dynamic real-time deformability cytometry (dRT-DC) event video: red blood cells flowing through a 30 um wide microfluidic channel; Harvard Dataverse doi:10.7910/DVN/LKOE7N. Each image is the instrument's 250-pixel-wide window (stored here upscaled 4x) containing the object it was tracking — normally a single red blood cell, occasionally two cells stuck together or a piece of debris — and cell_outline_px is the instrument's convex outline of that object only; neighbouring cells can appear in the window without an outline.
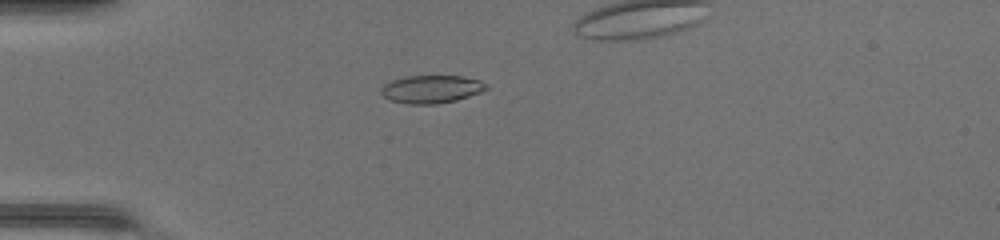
{"species": "common noctule bat (a hibernating species)", "species_latin": "Nyctalus noctula", "temperature_condition": "warm", "stored_images_in_passage": 40, "camera_frame_rate_fps": 3000, "um_per_image_px": 0.085, "animal": {"sex": "female", "body_mass_g": 17.0, "forearm_length_mm": 48.0}, "frame": {"image": 1, "passage_image": 11, "time_ms": 3.333, "image_size_px": [1000, 240], "cell_outline_px": [[488, 88], [480, 92], [456, 100], [436, 104], [408, 104], [392, 100], [384, 96], [380, 92], [380, 88], [384, 84], [392, 80], [408, 76], [460, 76], [480, 80]], "centroid_in_image_um": [36.64, 7.58], "position_along_channel_um": 48.4, "area_um2": 16.88}}
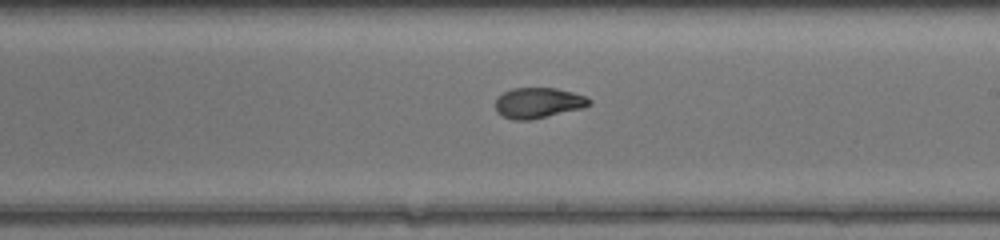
{"frame": {"image": 2, "passage_image": 26, "time_ms": 8.333, "image_size_px": [1000, 240], "cell_outline_px": [[592, 100], [588, 104], [580, 108], [528, 120], [516, 120], [504, 116], [496, 108], [496, 100], [504, 92], [512, 88], [556, 88], [572, 92], [584, 96]], "centroid_in_image_um": [45.73, 8.72], "position_along_channel_um": 243.3, "area_um2": 16.07}}
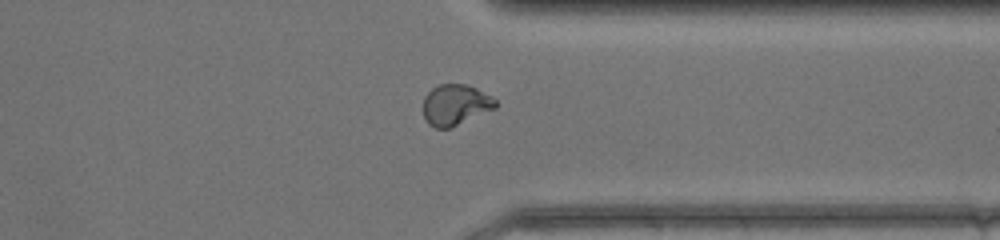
{"frame": {"image": 3, "passage_image": 35, "time_ms": 11.333, "image_size_px": [1000, 240], "cell_outline_px": [[496, 108], [448, 128], [436, 128], [428, 124], [424, 116], [424, 96], [432, 88], [440, 84], [464, 84], [476, 88], [492, 96], [496, 100]], "centroid_in_image_um": [38.7, 8.89], "position_along_channel_um": 372.7, "area_um2": 16.99}}